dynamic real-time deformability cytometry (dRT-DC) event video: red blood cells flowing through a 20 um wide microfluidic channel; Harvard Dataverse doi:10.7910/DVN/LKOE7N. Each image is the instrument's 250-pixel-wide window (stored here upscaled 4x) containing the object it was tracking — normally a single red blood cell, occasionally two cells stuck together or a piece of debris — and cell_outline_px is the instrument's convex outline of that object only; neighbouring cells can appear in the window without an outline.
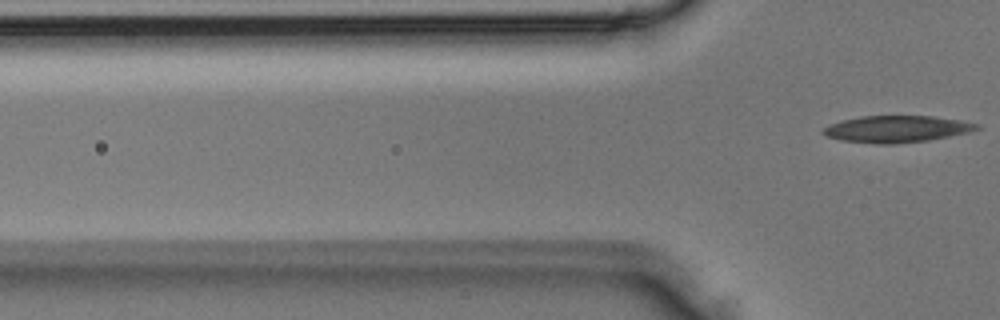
{"species": "Egyptian fruit bat (a non-hibernating species)", "species_latin": "Rousettus aegyptiacus", "temperature_condition": "room temperature", "stored_images_in_passage": 4, "camera_frame_rate_fps": 3000, "um_per_image_px": 0.085, "animal": {"sex": "male"}, "frame": {"image": 1, "passage_image": 4, "time_ms": 1.0, "image_size_px": [1000, 320], "cell_outline_px": [[980, 128], [972, 132], [928, 140], [892, 144], [880, 144], [840, 140], [828, 136], [820, 132], [828, 124], [860, 116], [932, 116], [960, 120], [980, 124]], "centroid_in_image_um": [76.24, 10.96], "position_along_channel_um": 49.6, "area_um2": 23.93}}